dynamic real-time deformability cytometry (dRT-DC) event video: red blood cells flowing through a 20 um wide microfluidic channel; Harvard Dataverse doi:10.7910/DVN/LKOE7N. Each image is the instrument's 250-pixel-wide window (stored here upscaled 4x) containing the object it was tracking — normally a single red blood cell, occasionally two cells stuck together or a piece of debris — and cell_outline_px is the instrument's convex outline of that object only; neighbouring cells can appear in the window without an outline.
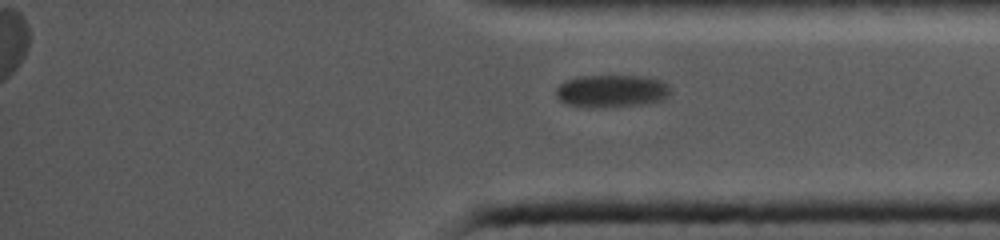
{"species": "common noctule bat (a hibernating species)", "species_latin": "Nyctalus noctula", "temperature_condition": "cold", "stored_images_in_passage": 20, "segment_of_instrument_passage": [2, 2], "camera_frame_rate_fps": 5000, "um_per_image_px": 0.085, "animal": {"sex": "female", "body_mass_g": 19.0, "forearm_length_mm": 56.7}, "frame": {"image": 1, "passage_image": 20, "time_ms": 14.0, "image_size_px": [1000, 240], "cell_outline_px": [[668, 96], [664, 100], [640, 104], [600, 108], [596, 108], [568, 104], [560, 100], [556, 96], [556, 88], [560, 84], [568, 80], [580, 76], [648, 76], [660, 80], [668, 84]], "centroid_in_image_um": [51.99, 7.74], "position_along_channel_um": 383.2, "area_um2": 21.62}}